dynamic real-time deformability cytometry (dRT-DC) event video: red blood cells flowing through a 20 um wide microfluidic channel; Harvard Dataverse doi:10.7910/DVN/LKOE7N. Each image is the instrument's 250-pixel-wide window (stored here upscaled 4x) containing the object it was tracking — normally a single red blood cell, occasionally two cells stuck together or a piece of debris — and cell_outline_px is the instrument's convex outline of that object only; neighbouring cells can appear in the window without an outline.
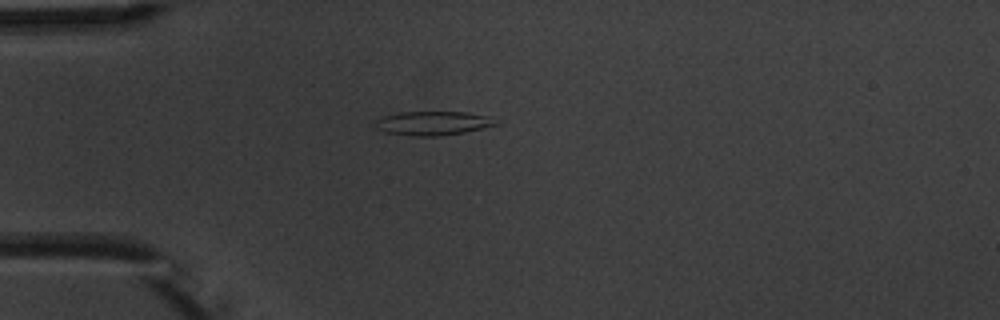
{"species": "common noctule bat (a hibernating species)", "species_latin": "Nyctalus noctula", "temperature_condition": "warm", "stored_images_in_passage": 2, "camera_frame_rate_fps": 3000, "um_per_image_px": 0.085, "animal": {"sex": "male", "body_mass_g": 20.1, "forearm_length_mm": 53.5}, "frame": {"image": 1, "passage_image": 1, "time_ms": 0.0, "image_size_px": [1000, 320], "cell_outline_px": [[500, 124], [484, 128], [464, 132], [440, 136], [412, 136], [384, 132], [376, 128], [376, 120], [384, 116], [396, 112], [468, 112], [488, 116]], "centroid_in_image_um": [36.8, 10.47], "position_along_channel_um": 48.2, "area_um2": 16.88}}